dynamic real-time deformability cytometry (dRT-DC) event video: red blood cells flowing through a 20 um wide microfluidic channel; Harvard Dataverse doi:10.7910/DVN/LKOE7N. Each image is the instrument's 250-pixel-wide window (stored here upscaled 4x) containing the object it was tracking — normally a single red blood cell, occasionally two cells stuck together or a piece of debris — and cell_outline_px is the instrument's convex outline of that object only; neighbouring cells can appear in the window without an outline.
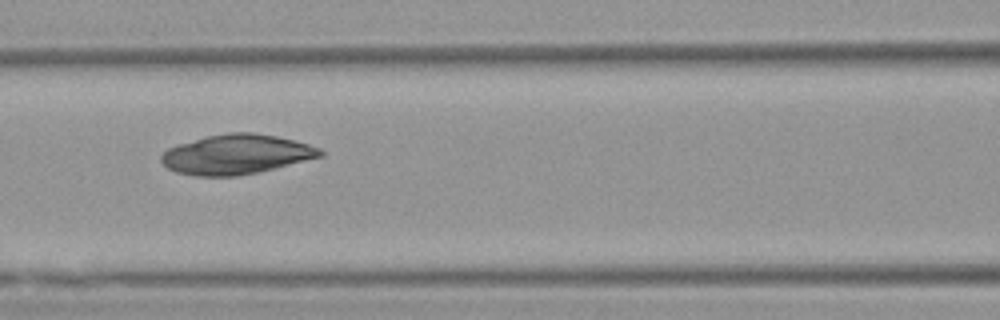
{"species": "Egyptian fruit bat (a non-hibernating species)", "species_latin": "Rousettus aegyptiacus", "temperature_condition": "warm", "stored_images_in_passage": 40, "camera_frame_rate_fps": 3000, "um_per_image_px": 0.085, "animal": {"sex": "female"}, "frame": {"image": 1, "passage_image": 10, "time_ms": 3.0, "image_size_px": [1000, 320], "cell_outline_px": [[324, 156], [276, 168], [236, 176], [196, 176], [176, 172], [168, 168], [160, 160], [160, 156], [168, 148], [180, 144], [208, 136], [232, 132], [252, 132], [276, 136], [308, 144], [320, 148], [324, 152]], "centroid_in_image_um": [20.11, 13.13], "position_along_channel_um": 146.5, "area_um2": 36.53}}
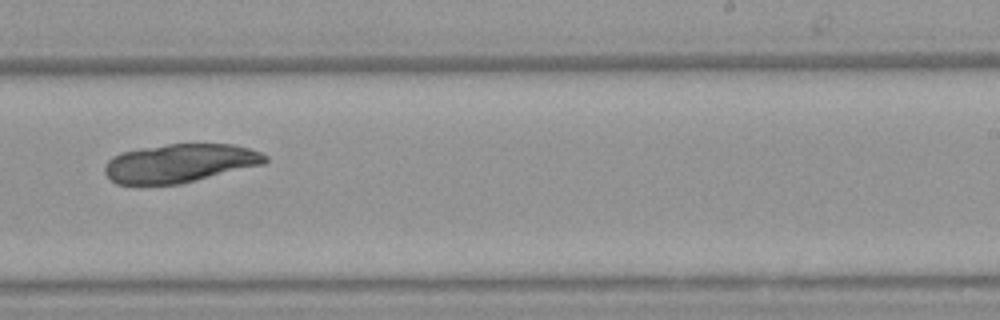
{"frame": {"image": 2, "passage_image": 20, "time_ms": 6.333, "image_size_px": [1000, 320], "cell_outline_px": [[268, 160], [264, 164], [180, 184], [140, 188], [116, 184], [104, 172], [104, 168], [108, 160], [112, 156], [120, 152], [140, 148], [168, 144], [232, 144], [248, 148], [260, 152], [268, 156]], "centroid_in_image_um": [15.2, 13.91], "position_along_channel_um": 273.8, "area_um2": 36.93}}
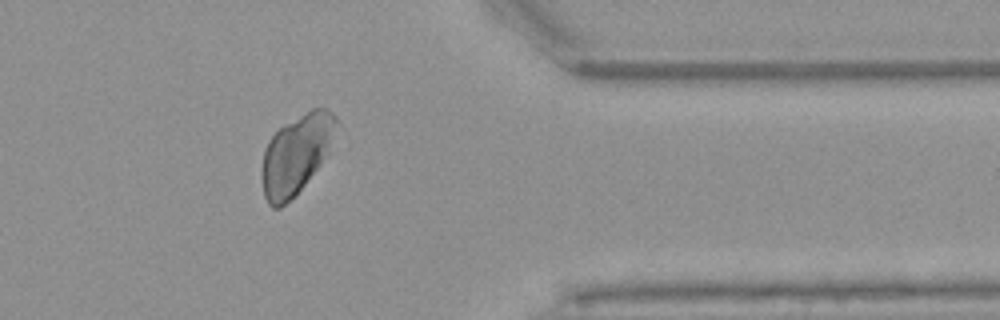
{"frame": {"image": 3, "passage_image": 30, "time_ms": 9.667, "image_size_px": [1000, 320], "cell_outline_px": [[336, 120], [328, 152], [320, 164], [296, 196], [280, 208], [272, 208], [268, 204], [264, 196], [260, 172], [264, 152], [268, 140], [284, 124], [312, 108], [324, 108], [332, 112], [336, 116]], "centroid_in_image_um": [25.12, 13.16], "position_along_channel_um": 386.3, "area_um2": 33.99}}